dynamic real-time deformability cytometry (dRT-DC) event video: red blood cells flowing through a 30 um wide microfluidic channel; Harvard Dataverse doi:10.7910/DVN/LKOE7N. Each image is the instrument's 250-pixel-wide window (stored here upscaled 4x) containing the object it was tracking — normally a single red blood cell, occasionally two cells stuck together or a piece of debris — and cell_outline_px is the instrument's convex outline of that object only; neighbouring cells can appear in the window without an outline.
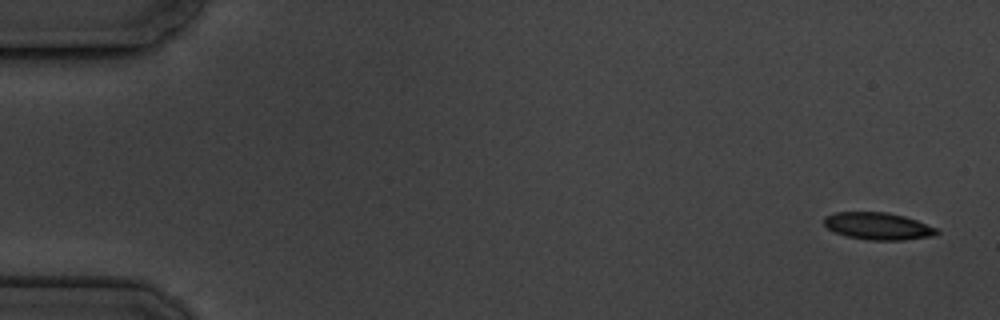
{"species": "common noctule bat (a hibernating species)", "species_latin": "Nyctalus noctula", "temperature_condition": "cold", "stored_images_in_passage": 5, "camera_frame_rate_fps": 3000, "um_per_image_px": 0.085, "animal": {"sex": "male", "body_mass_g": 19.5, "forearm_length_mm": 54.6}, "frame": {"image": 1, "passage_image": 1, "time_ms": 0.0, "image_size_px": [1000, 320], "cell_outline_px": [[940, 232], [932, 236], [904, 240], [868, 240], [848, 236], [836, 232], [828, 228], [824, 224], [824, 216], [836, 212], [888, 212], [904, 216], [916, 220], [936, 228]], "centroid_in_image_um": [74.63, 19.21], "position_along_channel_um": 10.4, "area_um2": 17.74}}
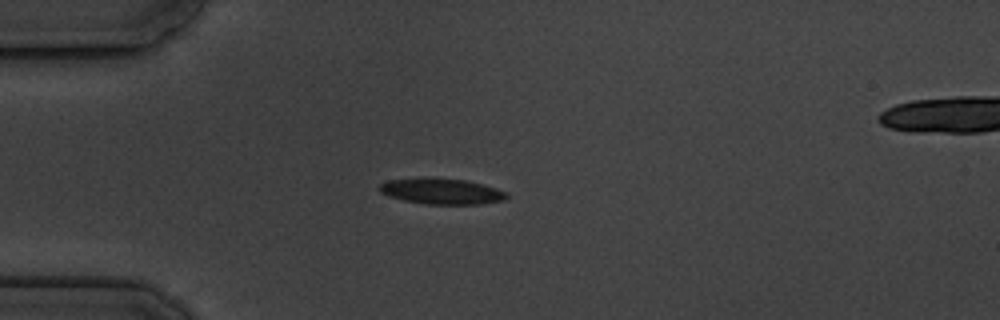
{"frame": {"image": 2, "passage_image": 4, "time_ms": 4.333, "image_size_px": [1000, 320], "cell_outline_px": [[508, 196], [504, 200], [480, 204], [424, 204], [404, 200], [388, 196], [380, 192], [380, 184], [388, 180], [420, 176], [432, 176], [464, 180], [496, 188], [508, 192]], "centroid_in_image_um": [37.5, 16.23], "position_along_channel_um": 47.5, "area_um2": 19.48}}
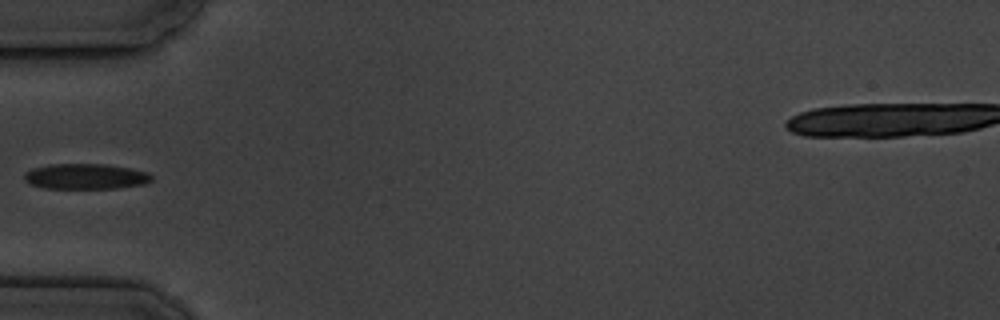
{"frame": {"image": 3, "passage_image": 5, "time_ms": 5.667, "image_size_px": [1000, 320], "cell_outline_px": [[152, 180], [144, 184], [120, 188], [44, 188], [28, 184], [24, 180], [24, 172], [32, 168], [48, 164], [108, 164], [132, 168], [148, 172], [152, 176]], "centroid_in_image_um": [7.26, 14.99], "position_along_channel_um": 77.7, "area_um2": 19.19}}